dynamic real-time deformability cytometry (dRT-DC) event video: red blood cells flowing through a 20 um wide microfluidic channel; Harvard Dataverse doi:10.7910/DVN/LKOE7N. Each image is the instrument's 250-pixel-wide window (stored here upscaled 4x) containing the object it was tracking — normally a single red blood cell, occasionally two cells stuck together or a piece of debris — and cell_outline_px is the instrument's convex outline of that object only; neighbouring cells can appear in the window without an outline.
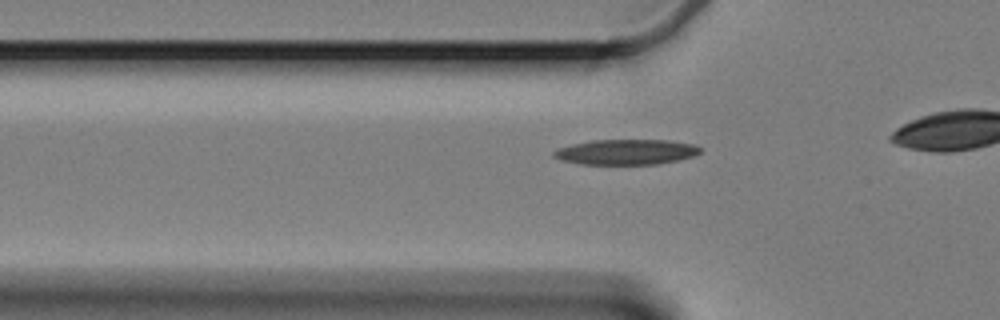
{"species": "Egyptian fruit bat (a non-hibernating species)", "species_latin": "Rousettus aegyptiacus", "temperature_condition": "cold", "stored_images_in_passage": 43, "camera_frame_rate_fps": 3000, "um_per_image_px": 0.085, "animal": {"sex": "female"}, "frame": {"image": 1, "passage_image": 15, "time_ms": 4.667, "image_size_px": [1000, 320], "cell_outline_px": [[700, 152], [692, 156], [676, 160], [656, 164], [580, 164], [560, 160], [552, 156], [552, 152], [556, 148], [572, 144], [592, 140], [668, 140], [692, 144], [700, 148]], "centroid_in_image_um": [53.14, 12.91], "position_along_channel_um": 72.7, "area_um2": 21.5}}
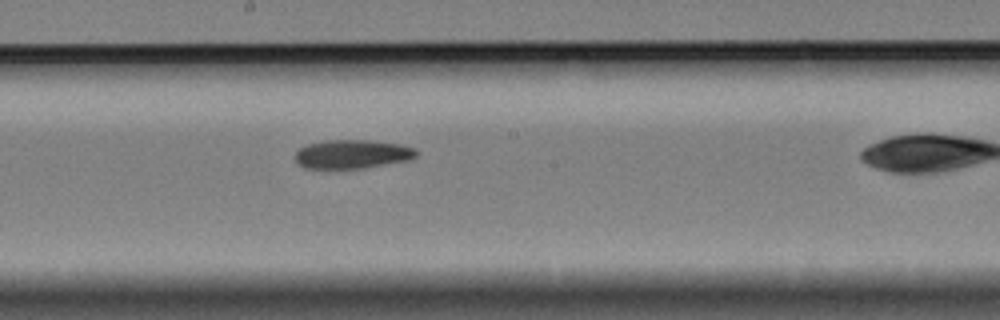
{"frame": {"image": 2, "passage_image": 28, "time_ms": 9.0, "image_size_px": [1000, 320], "cell_outline_px": [[416, 156], [408, 160], [364, 168], [304, 168], [296, 160], [296, 152], [300, 148], [308, 144], [324, 140], [368, 140], [400, 144], [416, 148]], "centroid_in_image_um": [29.95, 13.09], "position_along_channel_um": 218.3, "area_um2": 20.17}}
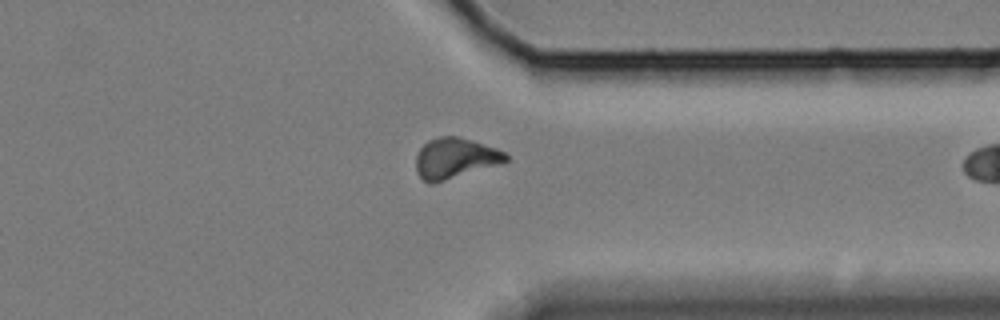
{"frame": {"image": 3, "passage_image": 42, "time_ms": 13.667, "image_size_px": [1000, 320], "cell_outline_px": [[508, 160], [504, 164], [436, 184], [428, 184], [416, 172], [416, 156], [420, 148], [428, 140], [440, 136], [460, 136], [496, 148], [504, 152], [508, 156]], "centroid_in_image_um": [38.7, 13.48], "position_along_channel_um": 372.7, "area_um2": 21.85}}